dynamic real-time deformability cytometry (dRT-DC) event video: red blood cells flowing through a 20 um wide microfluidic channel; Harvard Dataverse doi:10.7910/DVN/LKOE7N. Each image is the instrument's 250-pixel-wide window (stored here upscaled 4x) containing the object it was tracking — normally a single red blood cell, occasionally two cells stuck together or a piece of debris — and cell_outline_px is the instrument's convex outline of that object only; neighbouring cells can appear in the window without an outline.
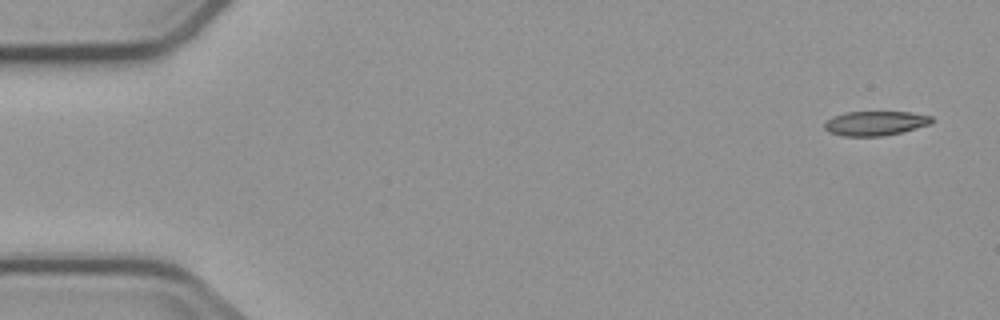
{"species": "common noctule bat (a hibernating species)", "species_latin": "Nyctalus noctula", "temperature_condition": "cold", "stored_images_in_passage": 5, "camera_frame_rate_fps": 3000, "um_per_image_px": 0.085, "animal": {"sex": "male", "body_mass_g": 23.1, "forearm_length_mm": 52.7}, "frame": {"image": 1, "passage_image": 1, "time_ms": 0.0, "image_size_px": [1000, 320], "cell_outline_px": [[936, 120], [932, 124], [884, 136], [844, 136], [828, 132], [824, 128], [824, 124], [832, 116], [844, 112], [912, 112], [932, 116]], "centroid_in_image_um": [74.43, 10.47], "position_along_channel_um": 10.6, "area_um2": 15.43}}
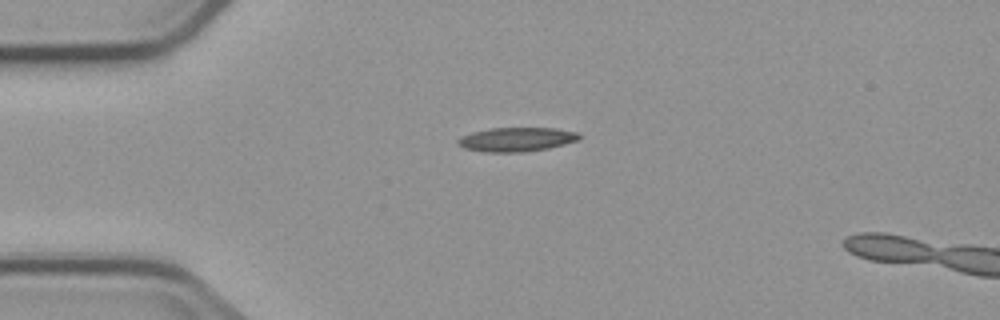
{"frame": {"image": 2, "passage_image": 4, "time_ms": 3.667, "image_size_px": [1000, 320], "cell_outline_px": [[580, 140], [548, 148], [524, 152], [484, 152], [464, 148], [456, 144], [456, 140], [460, 136], [472, 132], [488, 128], [556, 128], [580, 132]], "centroid_in_image_um": [43.89, 11.84], "position_along_channel_um": 41.1, "area_um2": 17.28}}